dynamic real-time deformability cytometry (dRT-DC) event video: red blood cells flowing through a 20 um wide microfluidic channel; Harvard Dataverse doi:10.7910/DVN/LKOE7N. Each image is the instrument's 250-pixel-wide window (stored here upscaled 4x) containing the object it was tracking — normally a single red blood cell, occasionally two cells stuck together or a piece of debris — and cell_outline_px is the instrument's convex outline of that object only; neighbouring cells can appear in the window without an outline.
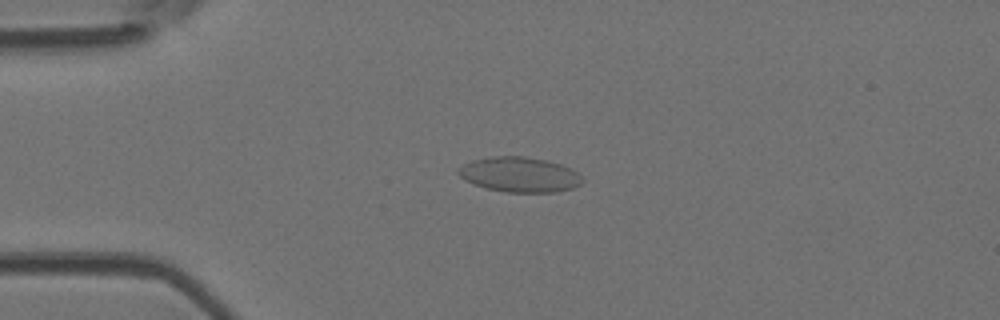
{"species": "Egyptian fruit bat (a non-hibernating species)", "species_latin": "Rousettus aegyptiacus", "temperature_condition": "room temperature", "stored_images_in_passage": 40, "camera_frame_rate_fps": 3000, "um_per_image_px": 0.085, "animal": {"sex": "female"}, "frame": {"image": 1, "passage_image": 1, "time_ms": 0.0, "image_size_px": [1000, 320], "cell_outline_px": [[584, 180], [580, 184], [572, 188], [556, 192], [504, 192], [472, 184], [464, 180], [456, 172], [456, 168], [472, 160], [492, 156], [524, 156], [544, 160], [560, 164], [576, 172]], "centroid_in_image_um": [44.11, 14.84], "position_along_channel_um": 40.9, "area_um2": 25.26}}
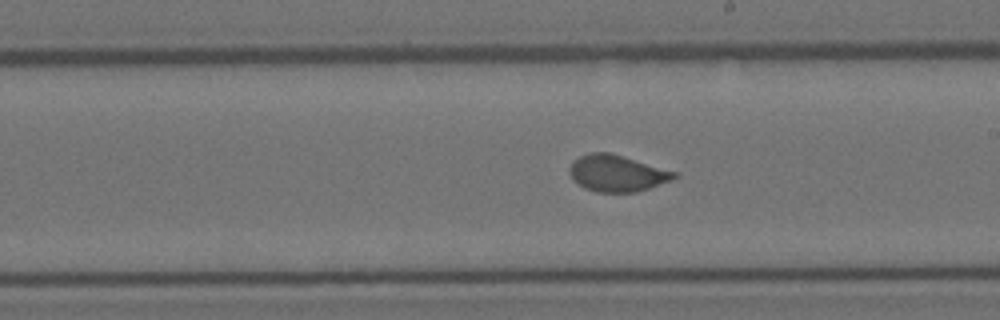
{"frame": {"image": 2, "passage_image": 18, "time_ms": 5.667, "image_size_px": [1000, 320], "cell_outline_px": [[680, 176], [672, 180], [636, 192], [596, 192], [584, 188], [572, 180], [568, 172], [568, 168], [572, 160], [580, 156], [592, 152], [608, 152], [676, 172]], "centroid_in_image_um": [52.39, 14.73], "position_along_channel_um": 236.6, "area_um2": 22.25}}
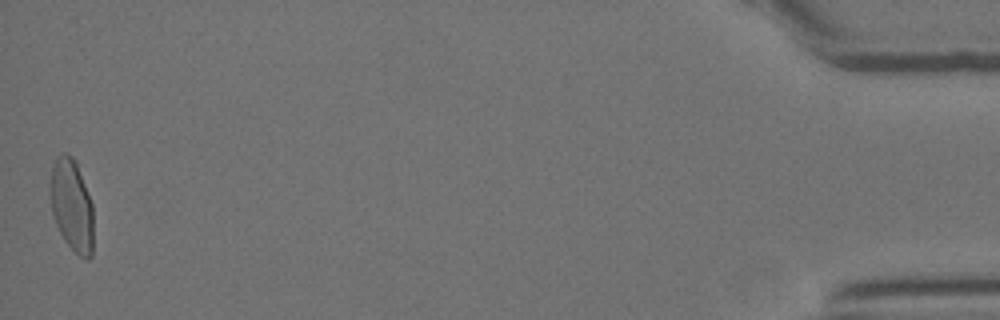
{"frame": {"image": 3, "passage_image": 40, "time_ms": 13.0, "image_size_px": [1000, 320], "cell_outline_px": [[92, 256], [88, 260], [84, 260], [64, 240], [56, 224], [52, 212], [52, 164], [60, 152], [68, 152], [76, 160], [92, 204]], "centroid_in_image_um": [6.12, 17.43], "position_along_channel_um": 429.1, "area_um2": 22.83}, "authors_computed_cell_mechanics": {"area_um2": 22.6576, "velocity_mm_per_s": 3.9122, "shape_relaxation_time_tau1_ms": 8.6615, "shape_relaxation_time_tau2_ms": null, "deformation_change_tau1": 0.1639, "deformation_change_tau2": null}}